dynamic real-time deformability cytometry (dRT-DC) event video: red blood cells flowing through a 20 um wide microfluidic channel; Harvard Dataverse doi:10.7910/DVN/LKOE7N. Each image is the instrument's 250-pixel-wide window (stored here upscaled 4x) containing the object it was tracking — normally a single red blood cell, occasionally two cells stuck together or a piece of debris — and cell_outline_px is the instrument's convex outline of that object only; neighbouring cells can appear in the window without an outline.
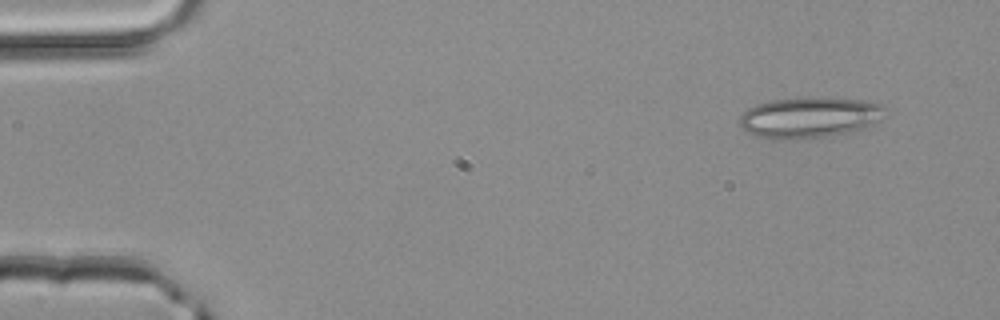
{"species": "common noctule bat (a hibernating species)", "species_latin": "Nyctalus noctula", "temperature_condition": "room temperature", "stored_images_in_passage": 3, "camera_frame_rate_fps": 3000, "um_per_image_px": 0.085, "animal": {"sex": "male", "body_mass_g": 20.4}, "frame": {"image": 1, "passage_image": 1, "time_ms": 0.0, "image_size_px": [1000, 320], "cell_outline_px": [[888, 108], [880, 120], [876, 124], [868, 128], [812, 140], [772, 140], [756, 136], [748, 132], [740, 124], [740, 116], [748, 108], [756, 104], [772, 100], [800, 96], [824, 96], [860, 100], [880, 104]], "centroid_in_image_um": [68.84, 9.99], "position_along_channel_um": 16.2, "area_um2": 35.95}}
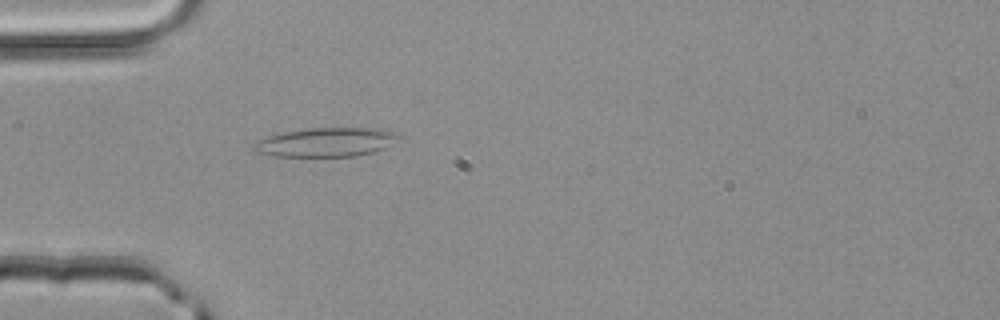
{"frame": {"image": 2, "passage_image": 3, "time_ms": 0.667, "image_size_px": [1000, 320], "cell_outline_px": [[404, 136], [384, 148], [372, 152], [356, 156], [276, 156], [256, 152], [252, 148], [252, 144], [268, 136], [284, 132], [308, 128], [372, 128], [400, 132]], "centroid_in_image_um": [27.76, 12.08], "position_along_channel_um": 57.2, "area_um2": 24.51}}